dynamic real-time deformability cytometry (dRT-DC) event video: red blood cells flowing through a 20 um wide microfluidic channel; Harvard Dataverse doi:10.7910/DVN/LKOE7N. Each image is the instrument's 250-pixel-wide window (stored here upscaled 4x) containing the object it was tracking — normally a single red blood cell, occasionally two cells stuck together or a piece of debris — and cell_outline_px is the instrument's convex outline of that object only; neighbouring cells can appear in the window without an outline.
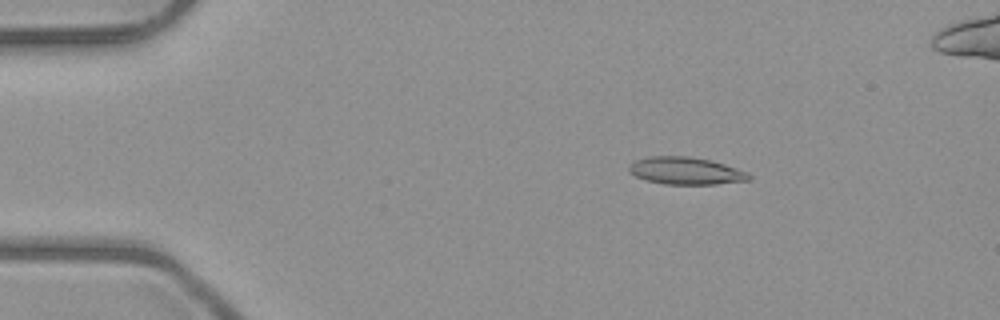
{"species": "common noctule bat (a hibernating species)", "species_latin": "Nyctalus noctula", "temperature_condition": "room temperature", "stored_images_in_passage": 6, "camera_frame_rate_fps": 3000, "um_per_image_px": 0.085, "animal": {"sex": "male", "body_mass_g": 23.1, "forearm_length_mm": 52.7}, "frame": {"image": 1, "passage_image": 3, "time_ms": 2.333, "image_size_px": [1000, 320], "cell_outline_px": [[752, 176], [748, 180], [716, 184], [664, 184], [644, 180], [628, 172], [628, 164], [636, 160], [648, 156], [688, 156], [712, 160], [748, 172]], "centroid_in_image_um": [58.25, 14.51], "position_along_channel_um": 26.7, "area_um2": 19.25}}
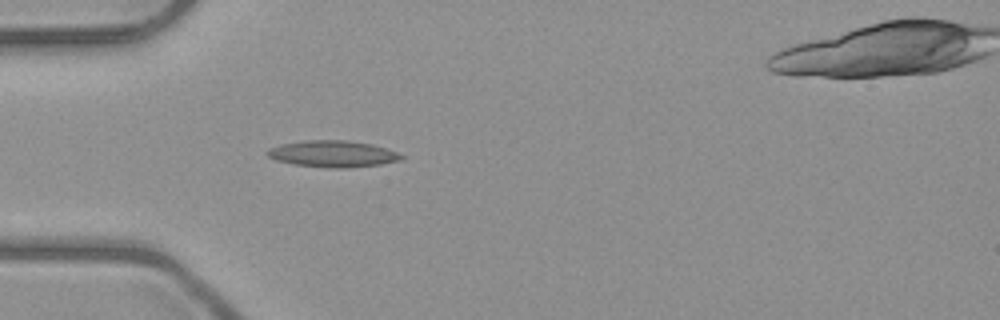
{"frame": {"image": 2, "passage_image": 5, "time_ms": 4.667, "image_size_px": [1000, 320], "cell_outline_px": [[404, 160], [380, 164], [348, 168], [332, 168], [292, 164], [276, 160], [268, 156], [264, 152], [268, 148], [280, 144], [304, 140], [348, 140], [372, 144], [396, 152], [404, 156]], "centroid_in_image_um": [28.26, 13.07], "position_along_channel_um": 56.7, "area_um2": 20.87}}